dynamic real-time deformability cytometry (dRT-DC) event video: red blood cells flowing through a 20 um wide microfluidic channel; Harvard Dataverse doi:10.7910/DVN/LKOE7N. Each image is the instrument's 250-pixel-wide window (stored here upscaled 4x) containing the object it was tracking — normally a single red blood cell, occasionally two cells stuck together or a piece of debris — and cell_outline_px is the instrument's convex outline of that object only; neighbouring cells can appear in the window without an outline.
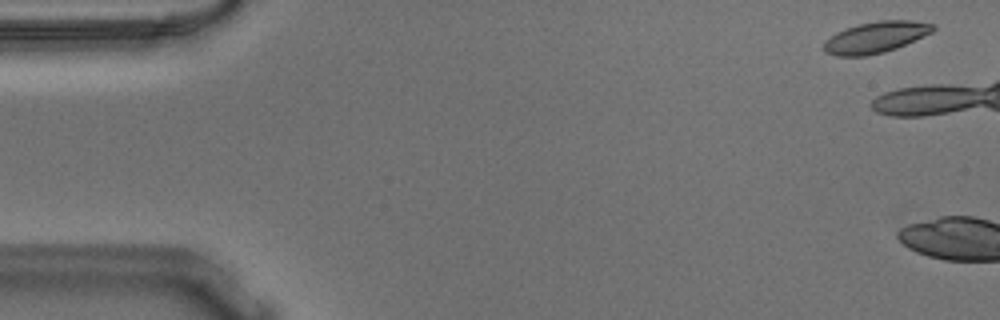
{"species": "Egyptian fruit bat (a non-hibernating species)", "species_latin": "Rousettus aegyptiacus", "temperature_condition": "warm", "stored_images_in_passage": 5, "camera_frame_rate_fps": 3000, "um_per_image_px": 0.085, "animal": {"sex": "male"}, "frame": {"image": 1, "passage_image": 2, "time_ms": 0.333, "image_size_px": [1000, 320], "cell_outline_px": [[936, 28], [932, 32], [896, 48], [884, 52], [864, 56], [836, 56], [824, 52], [824, 44], [836, 32], [844, 28], [856, 24], [880, 20], [912, 20], [932, 24]], "centroid_in_image_um": [74.42, 3.16], "position_along_channel_um": 10.6, "area_um2": 19.77}}